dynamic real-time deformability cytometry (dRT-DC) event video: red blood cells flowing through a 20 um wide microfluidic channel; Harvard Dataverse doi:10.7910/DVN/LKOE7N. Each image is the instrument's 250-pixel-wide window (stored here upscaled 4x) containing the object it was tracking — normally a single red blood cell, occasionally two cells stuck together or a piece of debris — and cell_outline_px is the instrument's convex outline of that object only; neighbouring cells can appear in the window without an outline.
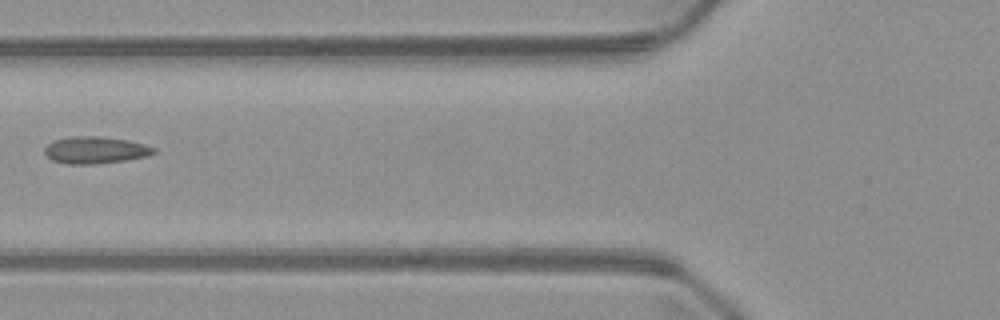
{"species": "common noctule bat (a hibernating species)", "species_latin": "Nyctalus noctula", "temperature_condition": "warm", "stored_images_in_passage": 2, "camera_frame_rate_fps": 3000, "um_per_image_px": 0.085, "animal": {"sex": "male", "body_mass_g": 23.1, "forearm_length_mm": 52.7}, "frame": {"image": 1, "passage_image": 2, "time_ms": 1.333, "image_size_px": [1000, 320], "cell_outline_px": [[156, 152], [148, 156], [124, 160], [96, 164], [68, 164], [52, 160], [44, 152], [44, 148], [52, 140], [72, 136], [100, 136], [128, 140], [144, 144], [156, 148]], "centroid_in_image_um": [8.1, 12.75], "position_along_channel_um": 117.7, "area_um2": 17.22}}